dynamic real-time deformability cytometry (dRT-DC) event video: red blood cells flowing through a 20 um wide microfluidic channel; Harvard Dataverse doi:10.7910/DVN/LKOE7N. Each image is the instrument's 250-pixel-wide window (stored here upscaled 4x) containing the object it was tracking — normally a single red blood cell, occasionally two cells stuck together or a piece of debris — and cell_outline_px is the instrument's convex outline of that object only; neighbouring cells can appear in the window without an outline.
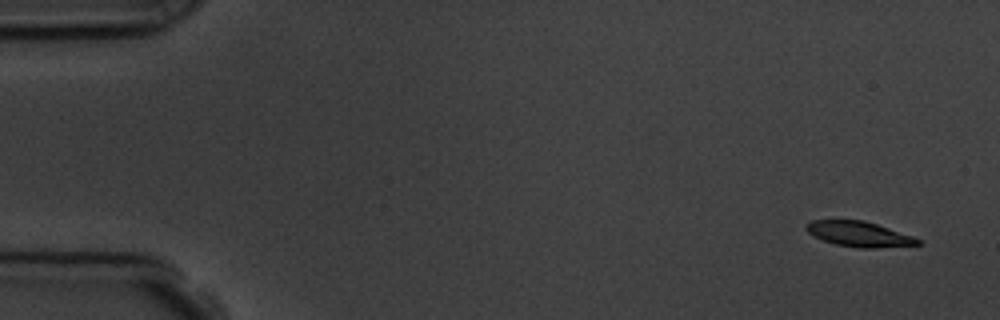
{"species": "common noctule bat (a hibernating species)", "species_latin": "Nyctalus noctula", "temperature_condition": "room temperature", "stored_images_in_passage": 7, "camera_frame_rate_fps": 3000, "um_per_image_px": 0.085, "animal": {"sex": "male", "body_mass_g": 19.5, "forearm_length_mm": 54.6}, "frame": {"image": 1, "passage_image": 1, "time_ms": 0.0, "image_size_px": [1000, 320], "cell_outline_px": [[920, 244], [876, 248], [860, 248], [836, 244], [812, 236], [804, 228], [804, 224], [812, 220], [864, 220], [912, 236], [920, 240]], "centroid_in_image_um": [72.96, 19.89], "position_along_channel_um": 12.0, "area_um2": 16.24}}
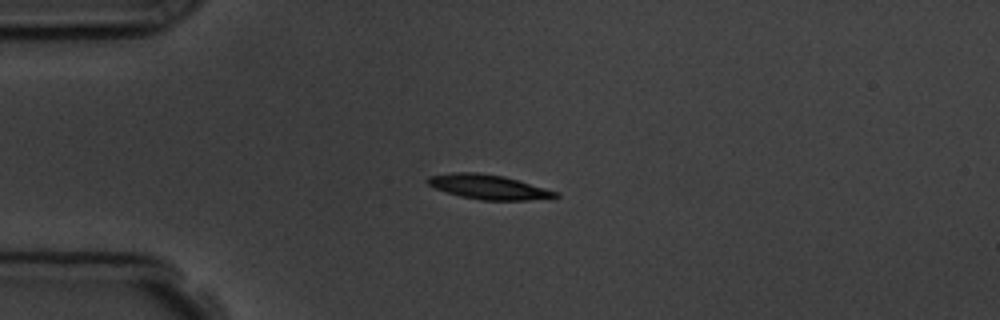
{"frame": {"image": 2, "passage_image": 4, "time_ms": 3.667, "image_size_px": [1000, 320], "cell_outline_px": [[560, 196], [528, 200], [480, 200], [460, 196], [436, 188], [428, 184], [424, 180], [428, 176], [452, 172], [476, 172], [504, 176], [544, 188], [556, 192]], "centroid_in_image_um": [41.45, 15.88], "position_along_channel_um": 43.6, "area_um2": 18.03}}